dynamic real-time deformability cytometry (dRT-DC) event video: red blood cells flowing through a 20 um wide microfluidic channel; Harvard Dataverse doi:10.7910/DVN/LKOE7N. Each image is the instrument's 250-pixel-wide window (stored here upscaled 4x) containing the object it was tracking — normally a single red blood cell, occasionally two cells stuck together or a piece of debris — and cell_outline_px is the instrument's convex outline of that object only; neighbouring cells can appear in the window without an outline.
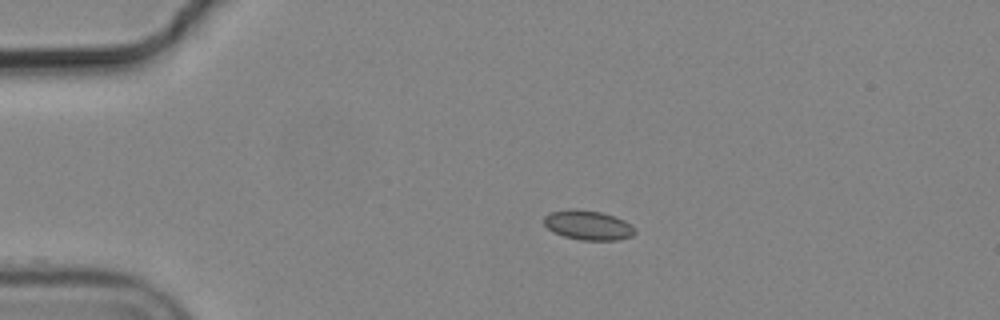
{"species": "common noctule bat (a hibernating species)", "species_latin": "Nyctalus noctula", "temperature_condition": "cold", "stored_images_in_passage": 45, "camera_frame_rate_fps": 3000, "um_per_image_px": 0.085, "animal": {"sex": "male", "body_mass_g": 19.2, "forearm_length_mm": 51.8}, "frame": {"image": 1, "passage_image": 1, "time_ms": 0.0, "image_size_px": [1000, 320], "cell_outline_px": [[636, 232], [632, 236], [616, 240], [580, 240], [564, 236], [552, 232], [544, 224], [544, 216], [552, 212], [568, 208], [576, 208], [600, 212], [616, 216], [632, 224], [636, 228]], "centroid_in_image_um": [50.0, 19.13], "position_along_channel_um": 35.0, "area_um2": 15.9}}
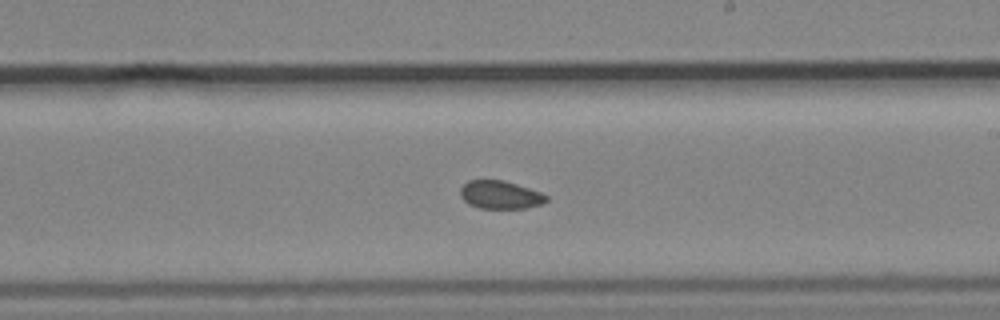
{"frame": {"image": 2, "passage_image": 22, "time_ms": 7.0, "image_size_px": [1000, 320], "cell_outline_px": [[548, 200], [540, 204], [524, 208], [480, 208], [468, 204], [460, 196], [460, 188], [468, 180], [504, 180], [540, 192], [548, 196]], "centroid_in_image_um": [42.49, 16.55], "position_along_channel_um": 246.5, "area_um2": 13.99}}
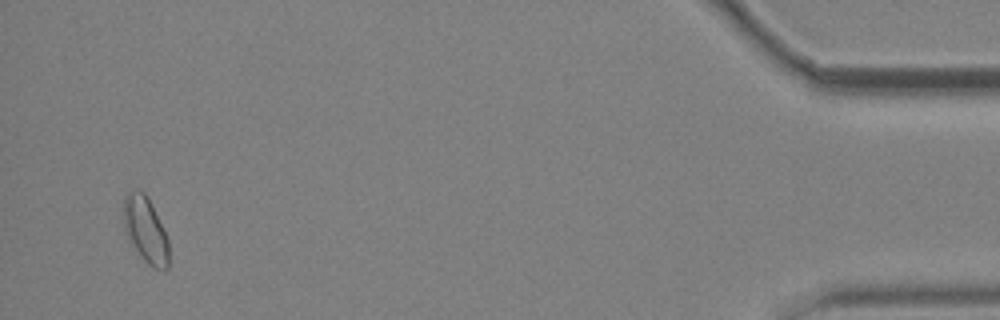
{"frame": {"image": 3, "passage_image": 43, "time_ms": 14.0, "image_size_px": [1000, 320], "cell_outline_px": [[168, 268], [156, 268], [148, 264], [140, 256], [128, 240], [124, 228], [124, 196], [128, 192], [144, 192], [148, 196], [168, 240]], "centroid_in_image_um": [12.35, 19.54], "position_along_channel_um": 422.8, "area_um2": 16.99}, "authors_computed_cell_mechanics": {"area_um2": 15.0858, "velocity_mm_per_s": 3.669, "shape_relaxation_time_tau1_ms": null, "shape_relaxation_time_tau2_ms": 3.6206, "deformation_change_tau1": null, "deformation_change_tau2": 0.0674}}